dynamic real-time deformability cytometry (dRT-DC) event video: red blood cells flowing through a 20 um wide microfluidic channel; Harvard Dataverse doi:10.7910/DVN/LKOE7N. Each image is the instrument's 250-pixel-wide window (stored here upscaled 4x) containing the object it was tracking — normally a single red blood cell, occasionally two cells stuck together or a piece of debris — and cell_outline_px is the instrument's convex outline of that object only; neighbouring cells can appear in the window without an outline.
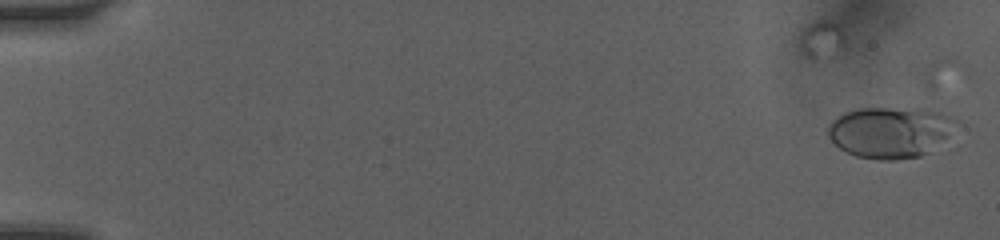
{"species": "human", "species_latin": "Homo sapiens", "temperature_condition": "room temperature", "stored_images_in_passage": 3, "camera_frame_rate_fps": 3000, "um_per_image_px": 0.085, "donor": {"sex": "female"}, "frame": {"image": 1, "passage_image": 3, "time_ms": 1.0, "image_size_px": [1000, 240], "cell_outline_px": [[964, 124], [920, 156], [896, 160], [876, 160], [856, 156], [840, 148], [824, 132], [824, 128], [836, 116], [844, 112], [856, 108], [928, 108], [944, 112], [956, 116]], "centroid_in_image_um": [75.71, 11.19], "position_along_channel_um": 9.3, "area_um2": 39.19}}